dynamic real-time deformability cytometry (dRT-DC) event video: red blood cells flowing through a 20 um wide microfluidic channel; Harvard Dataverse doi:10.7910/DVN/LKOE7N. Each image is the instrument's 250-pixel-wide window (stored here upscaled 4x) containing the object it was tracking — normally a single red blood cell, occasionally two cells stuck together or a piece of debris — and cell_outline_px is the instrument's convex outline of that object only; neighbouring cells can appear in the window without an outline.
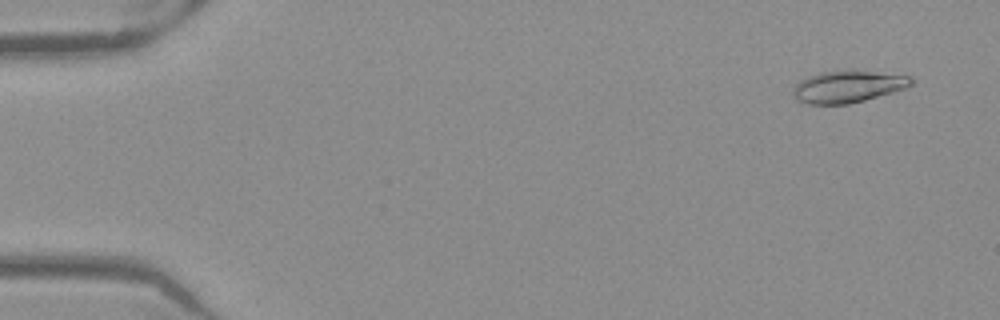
{"species": "Egyptian fruit bat (a non-hibernating species)", "species_latin": "Rousettus aegyptiacus", "temperature_condition": "warm", "stored_images_in_passage": 16, "camera_frame_rate_fps": 3000, "um_per_image_px": 0.085, "frame": {"image": 1, "passage_image": 3, "time_ms": 0.667, "image_size_px": [1000, 320], "cell_outline_px": [[912, 84], [904, 88], [892, 92], [864, 100], [848, 104], [804, 104], [796, 100], [792, 92], [792, 88], [800, 80], [808, 76], [820, 72], [848, 68], [852, 68], [912, 76]], "centroid_in_image_um": [72.03, 7.32], "position_along_channel_um": 13.0, "area_um2": 22.6}}